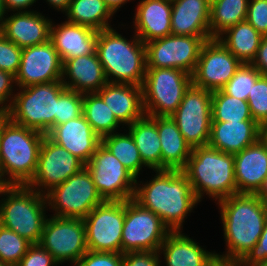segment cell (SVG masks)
Listing matches in <instances>:
<instances>
[{"label":"cell","mask_w":267,"mask_h":266,"mask_svg":"<svg viewBox=\"0 0 267 266\" xmlns=\"http://www.w3.org/2000/svg\"><path fill=\"white\" fill-rule=\"evenodd\" d=\"M154 172L149 182L136 180L133 199L161 218L170 231H181L185 218L199 203L192 185L181 170Z\"/></svg>","instance_id":"1"},{"label":"cell","mask_w":267,"mask_h":266,"mask_svg":"<svg viewBox=\"0 0 267 266\" xmlns=\"http://www.w3.org/2000/svg\"><path fill=\"white\" fill-rule=\"evenodd\" d=\"M218 204L223 223L225 248L216 257L241 261L258 242L267 218V205L257 194L237 193Z\"/></svg>","instance_id":"2"},{"label":"cell","mask_w":267,"mask_h":266,"mask_svg":"<svg viewBox=\"0 0 267 266\" xmlns=\"http://www.w3.org/2000/svg\"><path fill=\"white\" fill-rule=\"evenodd\" d=\"M45 135L10 119L3 124L0 138V185H27L32 180Z\"/></svg>","instance_id":"3"},{"label":"cell","mask_w":267,"mask_h":266,"mask_svg":"<svg viewBox=\"0 0 267 266\" xmlns=\"http://www.w3.org/2000/svg\"><path fill=\"white\" fill-rule=\"evenodd\" d=\"M201 202L204 194L215 202L237 194L234 155L209 145L191 150L186 167L182 170Z\"/></svg>","instance_id":"4"},{"label":"cell","mask_w":267,"mask_h":266,"mask_svg":"<svg viewBox=\"0 0 267 266\" xmlns=\"http://www.w3.org/2000/svg\"><path fill=\"white\" fill-rule=\"evenodd\" d=\"M130 40L115 29L98 31L96 53L109 83L142 86L146 73V46L136 36Z\"/></svg>","instance_id":"5"},{"label":"cell","mask_w":267,"mask_h":266,"mask_svg":"<svg viewBox=\"0 0 267 266\" xmlns=\"http://www.w3.org/2000/svg\"><path fill=\"white\" fill-rule=\"evenodd\" d=\"M0 225L38 244L48 210L46 196L27 185H0Z\"/></svg>","instance_id":"6"},{"label":"cell","mask_w":267,"mask_h":266,"mask_svg":"<svg viewBox=\"0 0 267 266\" xmlns=\"http://www.w3.org/2000/svg\"><path fill=\"white\" fill-rule=\"evenodd\" d=\"M65 89L62 80L17 88L7 109L9 119L47 135L55 127L57 98Z\"/></svg>","instance_id":"7"},{"label":"cell","mask_w":267,"mask_h":266,"mask_svg":"<svg viewBox=\"0 0 267 266\" xmlns=\"http://www.w3.org/2000/svg\"><path fill=\"white\" fill-rule=\"evenodd\" d=\"M192 84V75L183 70L146 68L141 86L145 115L171 116Z\"/></svg>","instance_id":"8"},{"label":"cell","mask_w":267,"mask_h":266,"mask_svg":"<svg viewBox=\"0 0 267 266\" xmlns=\"http://www.w3.org/2000/svg\"><path fill=\"white\" fill-rule=\"evenodd\" d=\"M45 196L49 209L55 211L52 215L57 217L84 219L104 201L86 167L53 187Z\"/></svg>","instance_id":"9"},{"label":"cell","mask_w":267,"mask_h":266,"mask_svg":"<svg viewBox=\"0 0 267 266\" xmlns=\"http://www.w3.org/2000/svg\"><path fill=\"white\" fill-rule=\"evenodd\" d=\"M171 231L155 213L142 207L133 198L125 201L122 230V254L159 251Z\"/></svg>","instance_id":"10"},{"label":"cell","mask_w":267,"mask_h":266,"mask_svg":"<svg viewBox=\"0 0 267 266\" xmlns=\"http://www.w3.org/2000/svg\"><path fill=\"white\" fill-rule=\"evenodd\" d=\"M125 201H106L94 207L83 219L86 245L93 252L122 254Z\"/></svg>","instance_id":"11"},{"label":"cell","mask_w":267,"mask_h":266,"mask_svg":"<svg viewBox=\"0 0 267 266\" xmlns=\"http://www.w3.org/2000/svg\"><path fill=\"white\" fill-rule=\"evenodd\" d=\"M212 92L193 84L171 115L176 122L185 142L193 149L208 145L211 132Z\"/></svg>","instance_id":"12"},{"label":"cell","mask_w":267,"mask_h":266,"mask_svg":"<svg viewBox=\"0 0 267 266\" xmlns=\"http://www.w3.org/2000/svg\"><path fill=\"white\" fill-rule=\"evenodd\" d=\"M85 167L103 200L126 201L134 197L137 178L102 143Z\"/></svg>","instance_id":"13"},{"label":"cell","mask_w":267,"mask_h":266,"mask_svg":"<svg viewBox=\"0 0 267 266\" xmlns=\"http://www.w3.org/2000/svg\"><path fill=\"white\" fill-rule=\"evenodd\" d=\"M46 249L60 265L69 262L74 266L88 251L85 224L81 218H46L38 243Z\"/></svg>","instance_id":"14"},{"label":"cell","mask_w":267,"mask_h":266,"mask_svg":"<svg viewBox=\"0 0 267 266\" xmlns=\"http://www.w3.org/2000/svg\"><path fill=\"white\" fill-rule=\"evenodd\" d=\"M210 39L171 34L147 42L146 68H174L193 75L202 46Z\"/></svg>","instance_id":"15"},{"label":"cell","mask_w":267,"mask_h":266,"mask_svg":"<svg viewBox=\"0 0 267 266\" xmlns=\"http://www.w3.org/2000/svg\"><path fill=\"white\" fill-rule=\"evenodd\" d=\"M84 167L85 164L79 158L45 135L39 151L36 173L27 186L45 195Z\"/></svg>","instance_id":"16"},{"label":"cell","mask_w":267,"mask_h":266,"mask_svg":"<svg viewBox=\"0 0 267 266\" xmlns=\"http://www.w3.org/2000/svg\"><path fill=\"white\" fill-rule=\"evenodd\" d=\"M241 64L218 38H212L202 46L192 83L211 92L220 90Z\"/></svg>","instance_id":"17"},{"label":"cell","mask_w":267,"mask_h":266,"mask_svg":"<svg viewBox=\"0 0 267 266\" xmlns=\"http://www.w3.org/2000/svg\"><path fill=\"white\" fill-rule=\"evenodd\" d=\"M63 77V63L53 43L23 48L20 66L15 75V86H26L60 81Z\"/></svg>","instance_id":"18"},{"label":"cell","mask_w":267,"mask_h":266,"mask_svg":"<svg viewBox=\"0 0 267 266\" xmlns=\"http://www.w3.org/2000/svg\"><path fill=\"white\" fill-rule=\"evenodd\" d=\"M233 155L237 193L257 194L267 178V143L260 138Z\"/></svg>","instance_id":"19"},{"label":"cell","mask_w":267,"mask_h":266,"mask_svg":"<svg viewBox=\"0 0 267 266\" xmlns=\"http://www.w3.org/2000/svg\"><path fill=\"white\" fill-rule=\"evenodd\" d=\"M47 136L85 165L101 144V138L93 131L84 115L56 125Z\"/></svg>","instance_id":"20"},{"label":"cell","mask_w":267,"mask_h":266,"mask_svg":"<svg viewBox=\"0 0 267 266\" xmlns=\"http://www.w3.org/2000/svg\"><path fill=\"white\" fill-rule=\"evenodd\" d=\"M51 25L39 11L14 12L3 21V36L23 49L50 40Z\"/></svg>","instance_id":"21"},{"label":"cell","mask_w":267,"mask_h":266,"mask_svg":"<svg viewBox=\"0 0 267 266\" xmlns=\"http://www.w3.org/2000/svg\"><path fill=\"white\" fill-rule=\"evenodd\" d=\"M50 30V41L57 50L62 63L78 56L93 54L96 51L98 31L79 24L64 21Z\"/></svg>","instance_id":"22"},{"label":"cell","mask_w":267,"mask_h":266,"mask_svg":"<svg viewBox=\"0 0 267 266\" xmlns=\"http://www.w3.org/2000/svg\"><path fill=\"white\" fill-rule=\"evenodd\" d=\"M171 0H141L135 9L133 29L145 44L171 35Z\"/></svg>","instance_id":"23"},{"label":"cell","mask_w":267,"mask_h":266,"mask_svg":"<svg viewBox=\"0 0 267 266\" xmlns=\"http://www.w3.org/2000/svg\"><path fill=\"white\" fill-rule=\"evenodd\" d=\"M62 82L67 89L81 94L97 93L107 79L96 51L68 59L63 64Z\"/></svg>","instance_id":"24"},{"label":"cell","mask_w":267,"mask_h":266,"mask_svg":"<svg viewBox=\"0 0 267 266\" xmlns=\"http://www.w3.org/2000/svg\"><path fill=\"white\" fill-rule=\"evenodd\" d=\"M97 94L122 126H128L145 115L141 86L107 82Z\"/></svg>","instance_id":"25"},{"label":"cell","mask_w":267,"mask_h":266,"mask_svg":"<svg viewBox=\"0 0 267 266\" xmlns=\"http://www.w3.org/2000/svg\"><path fill=\"white\" fill-rule=\"evenodd\" d=\"M261 126L254 120L211 122L208 145L225 153L235 154L261 138Z\"/></svg>","instance_id":"26"},{"label":"cell","mask_w":267,"mask_h":266,"mask_svg":"<svg viewBox=\"0 0 267 266\" xmlns=\"http://www.w3.org/2000/svg\"><path fill=\"white\" fill-rule=\"evenodd\" d=\"M171 34L211 37L207 0H171Z\"/></svg>","instance_id":"27"},{"label":"cell","mask_w":267,"mask_h":266,"mask_svg":"<svg viewBox=\"0 0 267 266\" xmlns=\"http://www.w3.org/2000/svg\"><path fill=\"white\" fill-rule=\"evenodd\" d=\"M158 253L163 254L166 266H210L217 258L214 251L206 250L182 231H171Z\"/></svg>","instance_id":"28"},{"label":"cell","mask_w":267,"mask_h":266,"mask_svg":"<svg viewBox=\"0 0 267 266\" xmlns=\"http://www.w3.org/2000/svg\"><path fill=\"white\" fill-rule=\"evenodd\" d=\"M157 131L161 143V170H183L192 148L185 142L176 122L168 117H157Z\"/></svg>","instance_id":"29"},{"label":"cell","mask_w":267,"mask_h":266,"mask_svg":"<svg viewBox=\"0 0 267 266\" xmlns=\"http://www.w3.org/2000/svg\"><path fill=\"white\" fill-rule=\"evenodd\" d=\"M140 153L143 164L151 170H161V143L157 117L144 115L126 126Z\"/></svg>","instance_id":"30"},{"label":"cell","mask_w":267,"mask_h":266,"mask_svg":"<svg viewBox=\"0 0 267 266\" xmlns=\"http://www.w3.org/2000/svg\"><path fill=\"white\" fill-rule=\"evenodd\" d=\"M262 38L263 36L246 20L228 28L218 37L241 63L246 64H251L256 57Z\"/></svg>","instance_id":"31"},{"label":"cell","mask_w":267,"mask_h":266,"mask_svg":"<svg viewBox=\"0 0 267 266\" xmlns=\"http://www.w3.org/2000/svg\"><path fill=\"white\" fill-rule=\"evenodd\" d=\"M70 23L84 25L96 31L111 28L114 14L103 0H71L64 12Z\"/></svg>","instance_id":"32"},{"label":"cell","mask_w":267,"mask_h":266,"mask_svg":"<svg viewBox=\"0 0 267 266\" xmlns=\"http://www.w3.org/2000/svg\"><path fill=\"white\" fill-rule=\"evenodd\" d=\"M249 0H218L210 8V34L218 38L228 28L246 20Z\"/></svg>","instance_id":"33"},{"label":"cell","mask_w":267,"mask_h":266,"mask_svg":"<svg viewBox=\"0 0 267 266\" xmlns=\"http://www.w3.org/2000/svg\"><path fill=\"white\" fill-rule=\"evenodd\" d=\"M83 115L100 138L122 125L97 93L83 94Z\"/></svg>","instance_id":"34"},{"label":"cell","mask_w":267,"mask_h":266,"mask_svg":"<svg viewBox=\"0 0 267 266\" xmlns=\"http://www.w3.org/2000/svg\"><path fill=\"white\" fill-rule=\"evenodd\" d=\"M112 133L101 138V143L131 172L137 179L141 174L142 158L129 132Z\"/></svg>","instance_id":"35"},{"label":"cell","mask_w":267,"mask_h":266,"mask_svg":"<svg viewBox=\"0 0 267 266\" xmlns=\"http://www.w3.org/2000/svg\"><path fill=\"white\" fill-rule=\"evenodd\" d=\"M212 122L254 120L247 101L225 94L221 89L212 92Z\"/></svg>","instance_id":"36"},{"label":"cell","mask_w":267,"mask_h":266,"mask_svg":"<svg viewBox=\"0 0 267 266\" xmlns=\"http://www.w3.org/2000/svg\"><path fill=\"white\" fill-rule=\"evenodd\" d=\"M260 76V72L252 64L242 63L221 90L232 97L247 101L249 93Z\"/></svg>","instance_id":"37"},{"label":"cell","mask_w":267,"mask_h":266,"mask_svg":"<svg viewBox=\"0 0 267 266\" xmlns=\"http://www.w3.org/2000/svg\"><path fill=\"white\" fill-rule=\"evenodd\" d=\"M32 244L13 230L0 225V261L17 266Z\"/></svg>","instance_id":"38"},{"label":"cell","mask_w":267,"mask_h":266,"mask_svg":"<svg viewBox=\"0 0 267 266\" xmlns=\"http://www.w3.org/2000/svg\"><path fill=\"white\" fill-rule=\"evenodd\" d=\"M83 115V94L65 89L57 98L55 126Z\"/></svg>","instance_id":"39"},{"label":"cell","mask_w":267,"mask_h":266,"mask_svg":"<svg viewBox=\"0 0 267 266\" xmlns=\"http://www.w3.org/2000/svg\"><path fill=\"white\" fill-rule=\"evenodd\" d=\"M247 103L254 121L263 126L267 122V76L261 75L256 80Z\"/></svg>","instance_id":"40"},{"label":"cell","mask_w":267,"mask_h":266,"mask_svg":"<svg viewBox=\"0 0 267 266\" xmlns=\"http://www.w3.org/2000/svg\"><path fill=\"white\" fill-rule=\"evenodd\" d=\"M21 54V47L4 36L0 38V70L15 76L20 66Z\"/></svg>","instance_id":"41"},{"label":"cell","mask_w":267,"mask_h":266,"mask_svg":"<svg viewBox=\"0 0 267 266\" xmlns=\"http://www.w3.org/2000/svg\"><path fill=\"white\" fill-rule=\"evenodd\" d=\"M75 266H123V254L88 250Z\"/></svg>","instance_id":"42"},{"label":"cell","mask_w":267,"mask_h":266,"mask_svg":"<svg viewBox=\"0 0 267 266\" xmlns=\"http://www.w3.org/2000/svg\"><path fill=\"white\" fill-rule=\"evenodd\" d=\"M246 21L267 36V0H249Z\"/></svg>","instance_id":"43"},{"label":"cell","mask_w":267,"mask_h":266,"mask_svg":"<svg viewBox=\"0 0 267 266\" xmlns=\"http://www.w3.org/2000/svg\"><path fill=\"white\" fill-rule=\"evenodd\" d=\"M59 266L53 256L39 244H32L17 266Z\"/></svg>","instance_id":"44"},{"label":"cell","mask_w":267,"mask_h":266,"mask_svg":"<svg viewBox=\"0 0 267 266\" xmlns=\"http://www.w3.org/2000/svg\"><path fill=\"white\" fill-rule=\"evenodd\" d=\"M243 266L267 265V218L264 229L258 242L252 247L247 255L240 261Z\"/></svg>","instance_id":"45"},{"label":"cell","mask_w":267,"mask_h":266,"mask_svg":"<svg viewBox=\"0 0 267 266\" xmlns=\"http://www.w3.org/2000/svg\"><path fill=\"white\" fill-rule=\"evenodd\" d=\"M158 251L129 252L123 254V266H160Z\"/></svg>","instance_id":"46"},{"label":"cell","mask_w":267,"mask_h":266,"mask_svg":"<svg viewBox=\"0 0 267 266\" xmlns=\"http://www.w3.org/2000/svg\"><path fill=\"white\" fill-rule=\"evenodd\" d=\"M15 76L0 70V108L7 110L14 98Z\"/></svg>","instance_id":"47"},{"label":"cell","mask_w":267,"mask_h":266,"mask_svg":"<svg viewBox=\"0 0 267 266\" xmlns=\"http://www.w3.org/2000/svg\"><path fill=\"white\" fill-rule=\"evenodd\" d=\"M263 76H267V36H263L256 57L251 63Z\"/></svg>","instance_id":"48"},{"label":"cell","mask_w":267,"mask_h":266,"mask_svg":"<svg viewBox=\"0 0 267 266\" xmlns=\"http://www.w3.org/2000/svg\"><path fill=\"white\" fill-rule=\"evenodd\" d=\"M37 0H4L7 12L31 11L28 8L32 7ZM28 9V10H27Z\"/></svg>","instance_id":"49"},{"label":"cell","mask_w":267,"mask_h":266,"mask_svg":"<svg viewBox=\"0 0 267 266\" xmlns=\"http://www.w3.org/2000/svg\"><path fill=\"white\" fill-rule=\"evenodd\" d=\"M49 5L50 8L53 7L57 11H61L62 13L65 12L69 5L71 0H45Z\"/></svg>","instance_id":"50"},{"label":"cell","mask_w":267,"mask_h":266,"mask_svg":"<svg viewBox=\"0 0 267 266\" xmlns=\"http://www.w3.org/2000/svg\"><path fill=\"white\" fill-rule=\"evenodd\" d=\"M106 6L110 9V11L115 15V13L120 9L123 5H125L128 1L132 0H103Z\"/></svg>","instance_id":"51"},{"label":"cell","mask_w":267,"mask_h":266,"mask_svg":"<svg viewBox=\"0 0 267 266\" xmlns=\"http://www.w3.org/2000/svg\"><path fill=\"white\" fill-rule=\"evenodd\" d=\"M210 266H243L240 261L223 260L216 258Z\"/></svg>","instance_id":"52"},{"label":"cell","mask_w":267,"mask_h":266,"mask_svg":"<svg viewBox=\"0 0 267 266\" xmlns=\"http://www.w3.org/2000/svg\"><path fill=\"white\" fill-rule=\"evenodd\" d=\"M257 195L267 205V178Z\"/></svg>","instance_id":"53"},{"label":"cell","mask_w":267,"mask_h":266,"mask_svg":"<svg viewBox=\"0 0 267 266\" xmlns=\"http://www.w3.org/2000/svg\"><path fill=\"white\" fill-rule=\"evenodd\" d=\"M9 119L8 112L5 109L0 108V138L3 124Z\"/></svg>","instance_id":"54"},{"label":"cell","mask_w":267,"mask_h":266,"mask_svg":"<svg viewBox=\"0 0 267 266\" xmlns=\"http://www.w3.org/2000/svg\"><path fill=\"white\" fill-rule=\"evenodd\" d=\"M6 13L8 14L5 4H4V0H0V22L4 21Z\"/></svg>","instance_id":"55"},{"label":"cell","mask_w":267,"mask_h":266,"mask_svg":"<svg viewBox=\"0 0 267 266\" xmlns=\"http://www.w3.org/2000/svg\"><path fill=\"white\" fill-rule=\"evenodd\" d=\"M261 138L267 143V122L261 126Z\"/></svg>","instance_id":"56"},{"label":"cell","mask_w":267,"mask_h":266,"mask_svg":"<svg viewBox=\"0 0 267 266\" xmlns=\"http://www.w3.org/2000/svg\"><path fill=\"white\" fill-rule=\"evenodd\" d=\"M3 36V22H0V38Z\"/></svg>","instance_id":"57"},{"label":"cell","mask_w":267,"mask_h":266,"mask_svg":"<svg viewBox=\"0 0 267 266\" xmlns=\"http://www.w3.org/2000/svg\"><path fill=\"white\" fill-rule=\"evenodd\" d=\"M216 1H218V0H207V2L210 4V5H212L214 2H216Z\"/></svg>","instance_id":"58"},{"label":"cell","mask_w":267,"mask_h":266,"mask_svg":"<svg viewBox=\"0 0 267 266\" xmlns=\"http://www.w3.org/2000/svg\"><path fill=\"white\" fill-rule=\"evenodd\" d=\"M0 266H12V265H8V264L2 263V262L0 261Z\"/></svg>","instance_id":"59"}]
</instances>
